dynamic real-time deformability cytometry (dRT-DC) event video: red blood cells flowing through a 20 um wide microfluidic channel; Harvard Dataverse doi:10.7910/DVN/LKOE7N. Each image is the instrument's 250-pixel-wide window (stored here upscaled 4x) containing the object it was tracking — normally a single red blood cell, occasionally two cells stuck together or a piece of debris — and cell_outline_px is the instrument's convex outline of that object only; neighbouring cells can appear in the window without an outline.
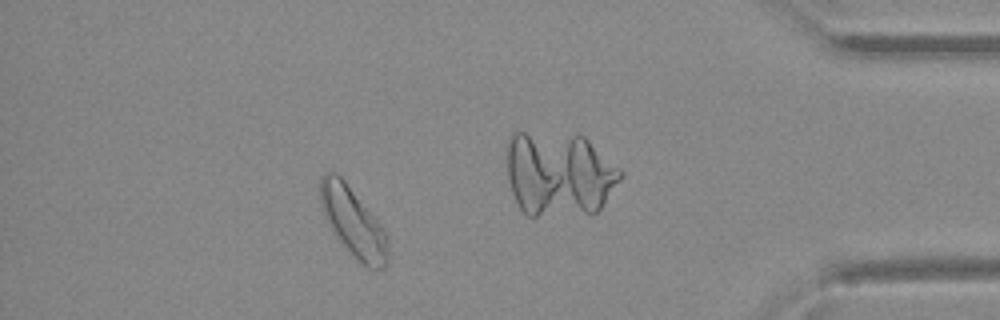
{"species": "Egyptian fruit bat (a non-hibernating species)", "species_latin": "Rousettus aegyptiacus", "temperature_condition": "warm", "stored_images_in_passage": 46, "camera_frame_rate_fps": 3000, "um_per_image_px": 0.085, "animal": {"sex": "female"}, "frame": {"image": 1, "passage_image": 40, "time_ms": 13.0, "image_size_px": [1000, 320], "cell_outline_px": [[388, 264], [384, 268], [376, 272], [368, 268], [356, 260], [332, 232], [328, 224], [320, 204], [320, 176], [324, 172], [336, 172], [344, 180], [380, 224], [388, 236]], "centroid_in_image_um": [30.02, 18.93], "position_along_channel_um": 405.2, "area_um2": 27.46}}